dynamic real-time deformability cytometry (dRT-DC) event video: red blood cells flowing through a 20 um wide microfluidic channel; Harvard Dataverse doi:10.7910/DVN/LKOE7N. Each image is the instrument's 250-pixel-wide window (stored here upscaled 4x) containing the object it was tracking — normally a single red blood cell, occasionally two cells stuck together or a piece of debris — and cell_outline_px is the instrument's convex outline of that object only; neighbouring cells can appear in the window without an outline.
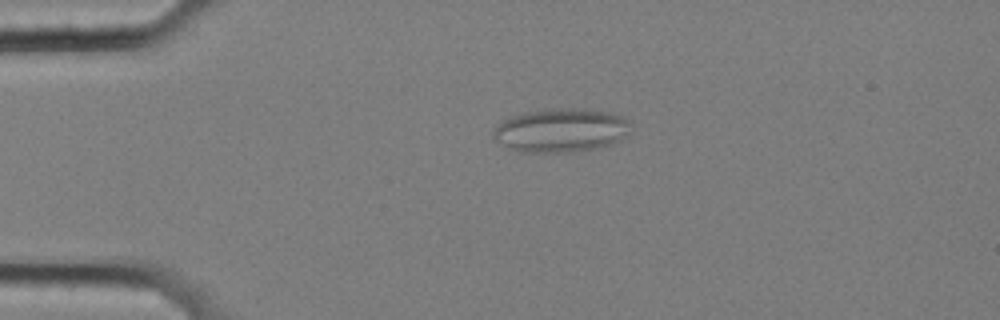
{"species": "common noctule bat (a hibernating species)", "species_latin": "Nyctalus noctula", "temperature_condition": "cold", "stored_images_in_passage": 58, "camera_frame_rate_fps": 3000, "um_per_image_px": 0.085, "animal": {"sex": "female", "body_mass_g": 25.1}, "frame": {"image": 1, "passage_image": 13, "time_ms": 4.0, "image_size_px": [1000, 320], "cell_outline_px": [[628, 132], [620, 140], [608, 144], [592, 148], [568, 152], [516, 152], [508, 148], [496, 140], [492, 136], [492, 132], [496, 124], [508, 116], [524, 112], [544, 108], [584, 108], [612, 112], [624, 116], [628, 120]], "centroid_in_image_um": [47.6, 11.04], "position_along_channel_um": 37.4, "area_um2": 35.37}}
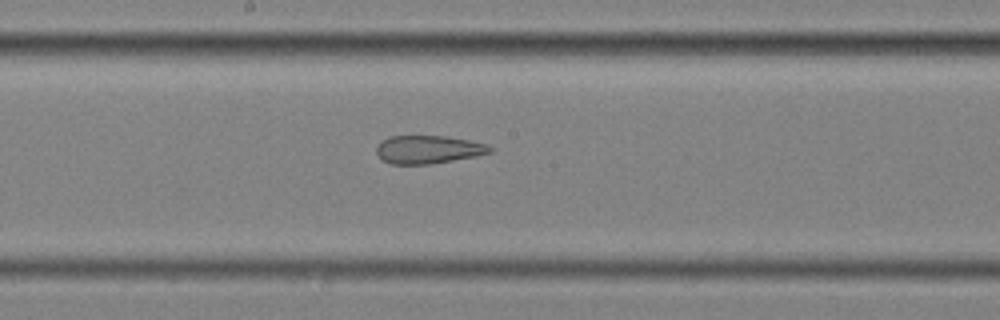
{"frame": {"image": 2, "passage_image": 31, "time_ms": 10.0, "image_size_px": [1000, 320], "cell_outline_px": [[496, 148], [492, 152], [476, 156], [428, 164], [392, 164], [384, 160], [376, 152], [376, 148], [380, 140], [388, 136], [444, 136], [468, 140], [488, 144]], "centroid_in_image_um": [36.42, 12.69], "position_along_channel_um": 211.8, "area_um2": 18.61}}
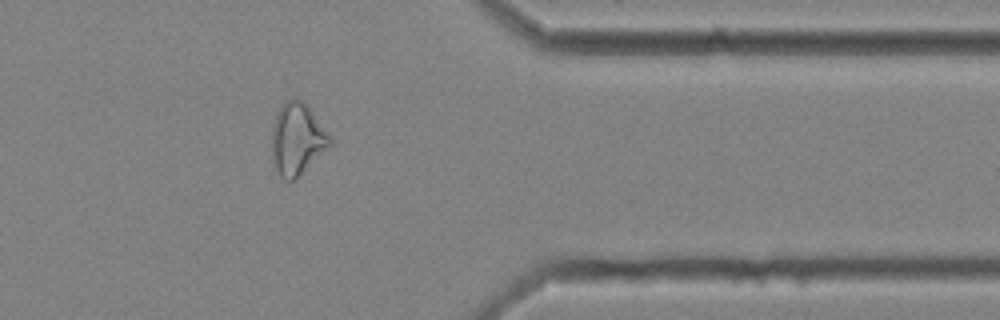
{"frame": {"image": 3, "passage_image": 47, "time_ms": 15.333, "image_size_px": [1000, 320], "cell_outline_px": [[332, 144], [292, 180], [284, 180], [280, 176], [272, 160], [272, 128], [276, 112], [284, 100], [304, 100], [308, 104], [332, 136]], "centroid_in_image_um": [25.26, 11.75], "position_along_channel_um": 386.1, "area_um2": 24.28}, "authors_computed_cell_mechanics": {"area_um2": 25.9522, "velocity_mm_per_s": 3.5049, "shape_relaxation_time_tau1_ms": null, "shape_relaxation_time_tau2_ms": 2.5233, "deformation_change_tau1": null, "deformation_change_tau2": 0.1226}}